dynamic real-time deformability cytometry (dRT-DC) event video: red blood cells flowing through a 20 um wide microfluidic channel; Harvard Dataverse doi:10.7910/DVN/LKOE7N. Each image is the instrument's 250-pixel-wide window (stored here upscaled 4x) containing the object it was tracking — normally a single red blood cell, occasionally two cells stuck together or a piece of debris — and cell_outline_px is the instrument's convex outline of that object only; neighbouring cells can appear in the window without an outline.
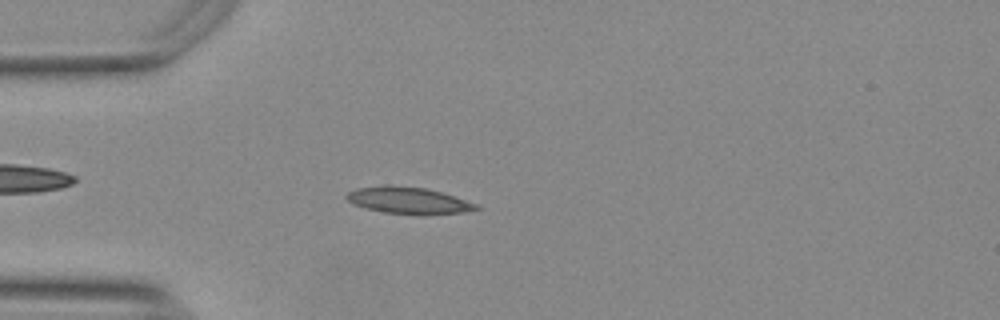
{"species": "Egyptian fruit bat (a non-hibernating species)", "species_latin": "Rousettus aegyptiacus", "temperature_condition": "warm", "stored_images_in_passage": 39, "camera_frame_rate_fps": 3000, "um_per_image_px": 0.085, "animal": {"sex": "female"}, "frame": {"image": 1, "passage_image": 8, "time_ms": 2.333, "image_size_px": [1000, 320], "cell_outline_px": [[480, 208], [464, 212], [384, 212], [364, 208], [352, 204], [344, 196], [348, 192], [356, 188], [384, 184], [388, 184], [424, 188], [440, 192], [480, 204]], "centroid_in_image_um": [34.62, 16.98], "position_along_channel_um": 50.4, "area_um2": 19.48}}
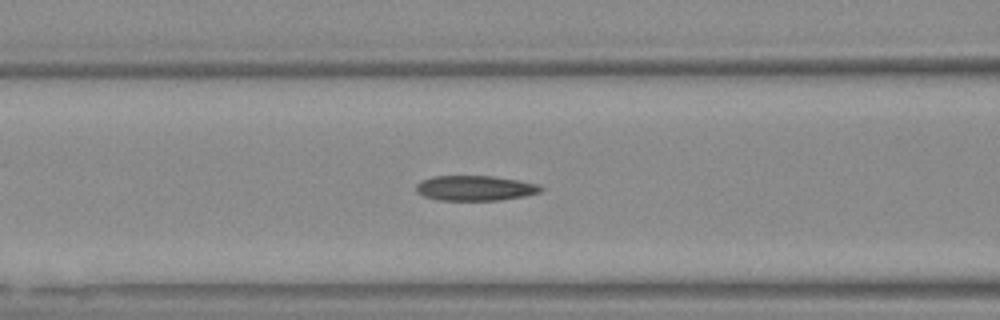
{"frame": {"image": 2, "passage_image": 15, "time_ms": 4.667, "image_size_px": [1000, 320], "cell_outline_px": [[544, 188], [540, 192], [524, 196], [500, 200], [440, 200], [424, 196], [416, 192], [416, 184], [420, 180], [432, 176], [496, 176], [536, 184]], "centroid_in_image_um": [40.34, 15.98], "position_along_channel_um": 126.3, "area_um2": 18.21}}
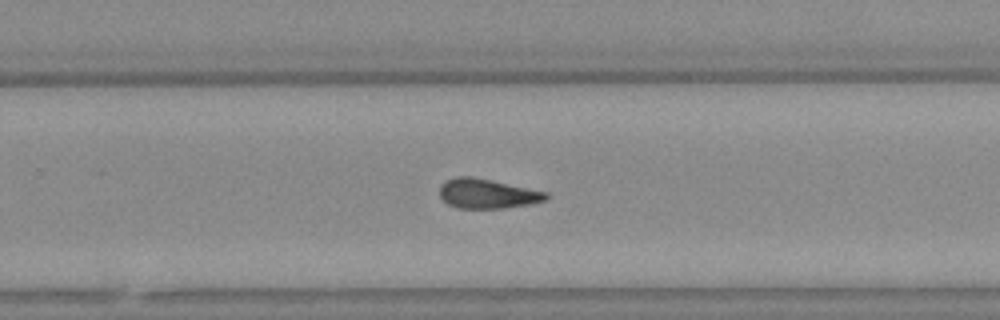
{"frame": {"image": 3, "passage_image": 28, "time_ms": 9.0, "image_size_px": [1000, 320], "cell_outline_px": [[548, 200], [528, 204], [504, 208], [460, 208], [448, 204], [440, 196], [440, 184], [444, 180], [456, 176], [468, 176], [548, 192]], "centroid_in_image_um": [41.4, 16.46], "position_along_channel_um": 288.4, "area_um2": 18.15}, "authors_computed_cell_mechanics": {"area_um2": 18.6116, "velocity_mm_per_s": 3.7504, "shape_relaxation_time_tau1_ms": null, "shape_relaxation_time_tau2_ms": 3.1872, "deformation_change_tau1": null, "deformation_change_tau2": 0.1127}}